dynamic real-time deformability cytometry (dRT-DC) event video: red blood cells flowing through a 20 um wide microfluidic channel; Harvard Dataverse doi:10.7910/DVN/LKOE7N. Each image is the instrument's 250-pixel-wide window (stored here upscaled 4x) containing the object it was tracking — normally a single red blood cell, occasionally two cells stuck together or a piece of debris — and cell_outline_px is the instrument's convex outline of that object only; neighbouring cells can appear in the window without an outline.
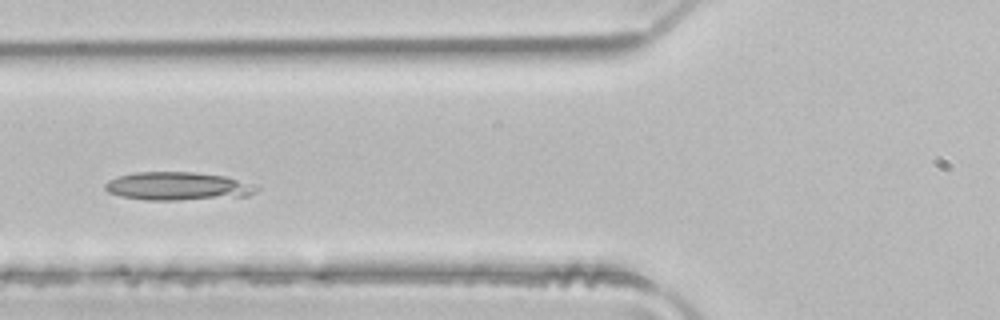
{"species": "common noctule bat (a hibernating species)", "species_latin": "Nyctalus noctula", "temperature_condition": "room temperature", "stored_images_in_passage": 4, "camera_frame_rate_fps": 3000, "um_per_image_px": 0.085, "animal": {"sex": "male", "body_mass_g": 21.5, "forearm_length_mm": 52.0}, "frame": {"image": 1, "passage_image": 4, "time_ms": 1.0, "image_size_px": [1000, 320], "cell_outline_px": [[260, 188], [256, 192], [248, 196], [176, 200], [148, 200], [120, 196], [108, 192], [104, 188], [104, 184], [108, 180], [116, 176], [132, 172], [192, 172], [224, 176], [256, 184]], "centroid_in_image_um": [15.1, 15.82], "position_along_channel_um": 110.7, "area_um2": 25.09}}